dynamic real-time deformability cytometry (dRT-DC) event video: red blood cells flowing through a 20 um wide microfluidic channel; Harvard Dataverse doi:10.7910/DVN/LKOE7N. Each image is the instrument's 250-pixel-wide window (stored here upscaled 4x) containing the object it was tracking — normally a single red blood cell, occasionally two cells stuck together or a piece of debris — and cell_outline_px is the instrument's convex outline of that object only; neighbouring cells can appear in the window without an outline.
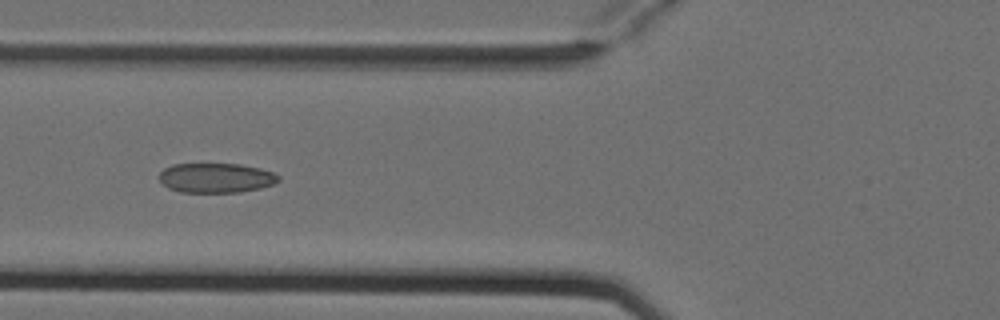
{"species": "Egyptian fruit bat (a non-hibernating species)", "species_latin": "Rousettus aegyptiacus", "temperature_condition": "cold", "stored_images_in_passage": 8, "camera_frame_rate_fps": 3000, "um_per_image_px": 0.085, "animal": {"sex": "female"}, "frame": {"image": 1, "passage_image": 5, "time_ms": 1.333, "image_size_px": [1000, 320], "cell_outline_px": [[280, 180], [272, 184], [260, 188], [236, 192], [180, 192], [168, 188], [160, 180], [160, 172], [164, 168], [172, 164], [240, 164], [260, 168], [272, 172], [280, 176]], "centroid_in_image_um": [18.35, 15.11], "position_along_channel_um": 107.4, "area_um2": 20.52}}
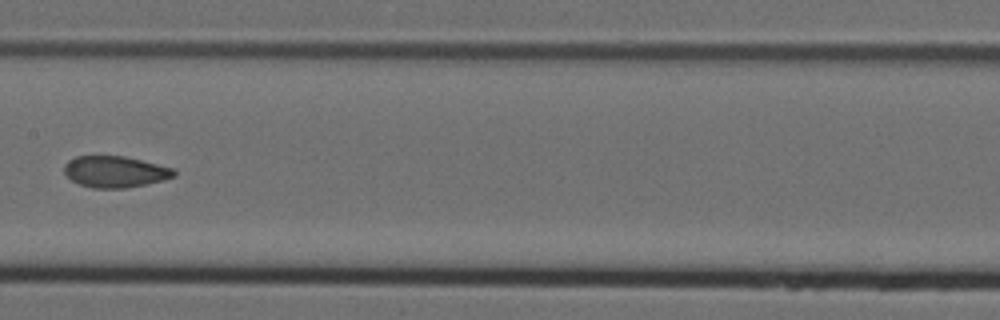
{"frame": {"image": 2, "passage_image": 7, "time_ms": 2.0, "image_size_px": [1000, 320], "cell_outline_px": [[176, 176], [164, 180], [148, 184], [124, 188], [92, 188], [80, 184], [72, 180], [64, 172], [64, 164], [68, 160], [76, 156], [124, 156], [172, 168], [176, 172]], "centroid_in_image_um": [9.78, 14.6], "position_along_channel_um": 197.6, "area_um2": 20.0}}
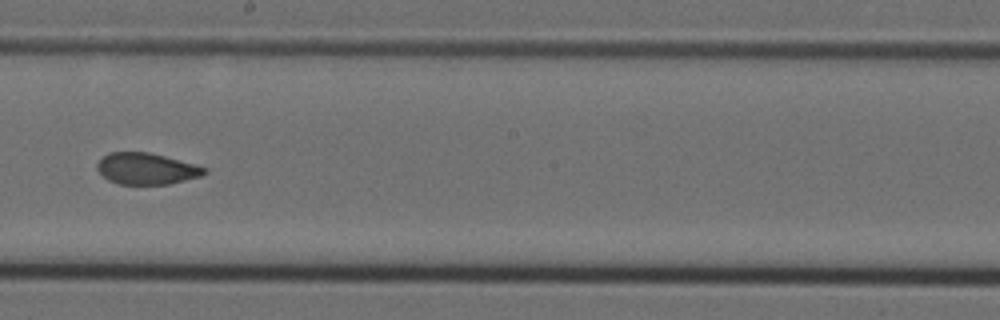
{"frame": {"image": 3, "passage_image": 8, "time_ms": 2.333, "image_size_px": [1000, 320], "cell_outline_px": [[208, 172], [200, 176], [168, 184], [120, 184], [108, 180], [96, 168], [96, 164], [108, 152], [148, 152], [196, 164], [208, 168]], "centroid_in_image_um": [12.46, 14.33], "position_along_channel_um": 235.7, "area_um2": 19.54}}